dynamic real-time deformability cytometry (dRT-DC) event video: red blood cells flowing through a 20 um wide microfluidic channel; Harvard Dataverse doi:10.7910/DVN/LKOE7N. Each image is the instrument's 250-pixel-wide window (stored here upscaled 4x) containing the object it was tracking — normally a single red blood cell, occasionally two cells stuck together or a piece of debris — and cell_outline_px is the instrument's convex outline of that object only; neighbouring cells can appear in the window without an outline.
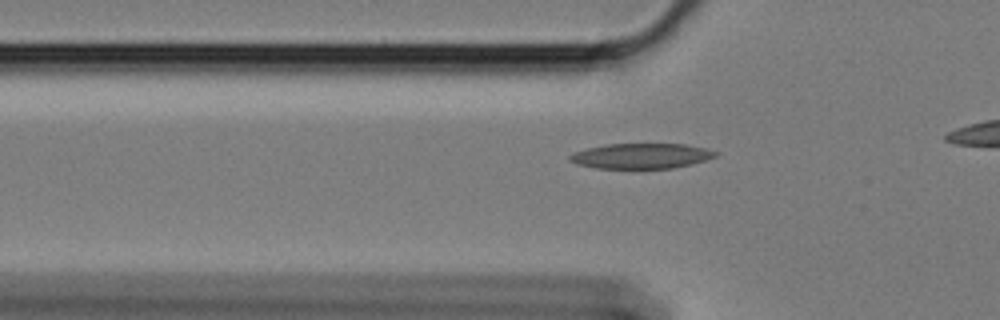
{"species": "Egyptian fruit bat (a non-hibernating species)", "species_latin": "Rousettus aegyptiacus", "temperature_condition": "cold", "stored_images_in_passage": 34, "camera_frame_rate_fps": 3000, "um_per_image_px": 0.085, "animal": {"sex": "female"}, "frame": {"image": 1, "passage_image": 5, "time_ms": 1.333, "image_size_px": [1000, 320], "cell_outline_px": [[720, 152], [716, 156], [692, 164], [672, 168], [596, 168], [576, 164], [568, 160], [568, 156], [572, 152], [588, 148], [608, 144], [684, 144], [704, 148]], "centroid_in_image_um": [54.47, 13.25], "position_along_channel_um": 71.3, "area_um2": 21.39}}
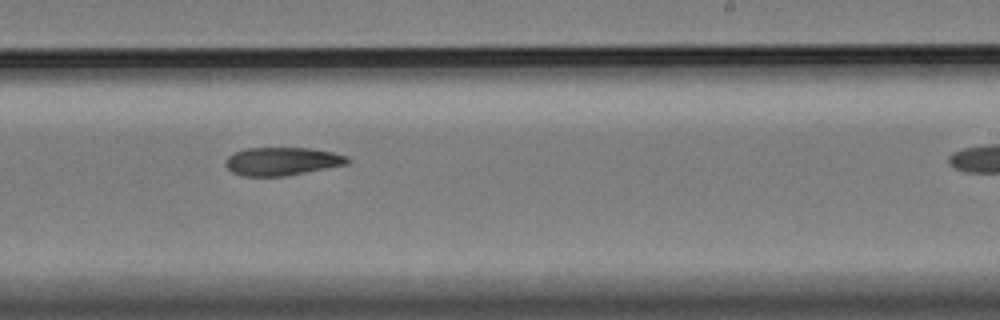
{"frame": {"image": 2, "passage_image": 22, "time_ms": 7.0, "image_size_px": [1000, 320], "cell_outline_px": [[352, 160], [348, 164], [288, 176], [240, 176], [232, 172], [224, 164], [224, 160], [228, 156], [236, 152], [248, 148], [308, 148], [332, 152], [348, 156]], "centroid_in_image_um": [23.99, 13.72], "position_along_channel_um": 265.0, "area_um2": 20.17}}
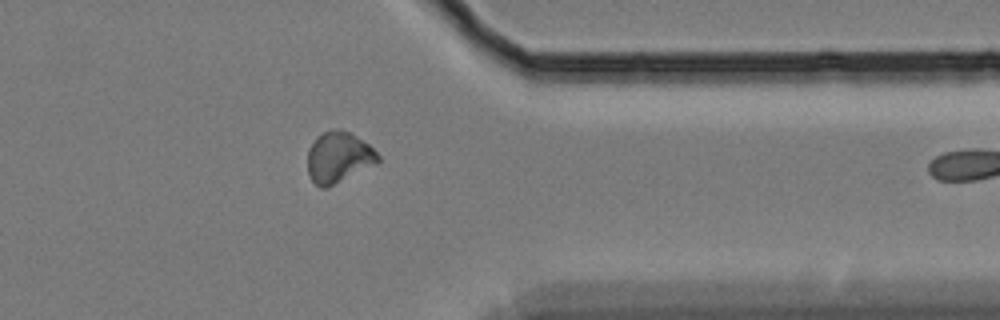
{"frame": {"image": 3, "passage_image": 33, "time_ms": 10.667, "image_size_px": [1000, 320], "cell_outline_px": [[380, 160], [376, 164], [328, 188], [320, 188], [308, 176], [308, 152], [316, 136], [332, 128], [352, 132], [368, 144], [380, 156]], "centroid_in_image_um": [28.78, 13.38], "position_along_channel_um": 382.6, "area_um2": 21.04}}